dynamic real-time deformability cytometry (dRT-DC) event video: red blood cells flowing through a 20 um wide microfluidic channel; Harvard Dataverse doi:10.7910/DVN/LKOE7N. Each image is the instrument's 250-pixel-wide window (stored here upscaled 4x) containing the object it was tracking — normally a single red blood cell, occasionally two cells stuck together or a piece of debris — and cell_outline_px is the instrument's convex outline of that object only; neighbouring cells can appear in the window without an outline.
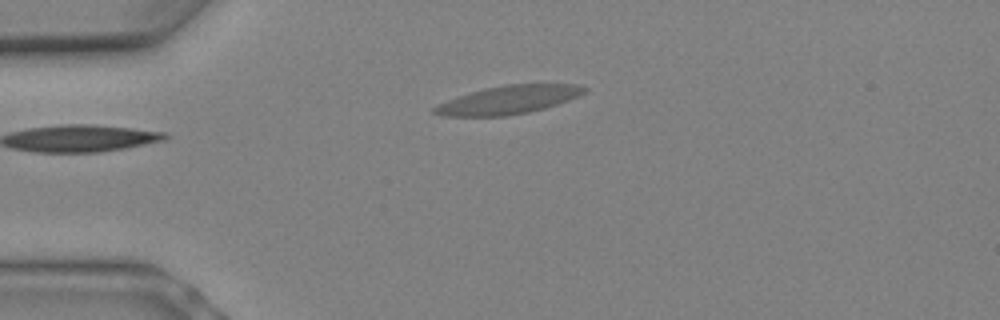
{"species": "Egyptian fruit bat (a non-hibernating species)", "species_latin": "Rousettus aegyptiacus", "temperature_condition": "warm", "stored_images_in_passage": 6, "camera_frame_rate_fps": 3000, "um_per_image_px": 0.085, "animal": {"sex": "female"}, "frame": {"image": 1, "passage_image": 6, "time_ms": 1.667, "image_size_px": [1000, 320], "cell_outline_px": [[588, 88], [580, 96], [544, 108], [528, 112], [504, 116], [444, 116], [432, 112], [432, 108], [448, 100], [484, 88], [504, 84], [576, 84]], "centroid_in_image_um": [43.24, 8.48], "position_along_channel_um": 41.8, "area_um2": 24.45}}